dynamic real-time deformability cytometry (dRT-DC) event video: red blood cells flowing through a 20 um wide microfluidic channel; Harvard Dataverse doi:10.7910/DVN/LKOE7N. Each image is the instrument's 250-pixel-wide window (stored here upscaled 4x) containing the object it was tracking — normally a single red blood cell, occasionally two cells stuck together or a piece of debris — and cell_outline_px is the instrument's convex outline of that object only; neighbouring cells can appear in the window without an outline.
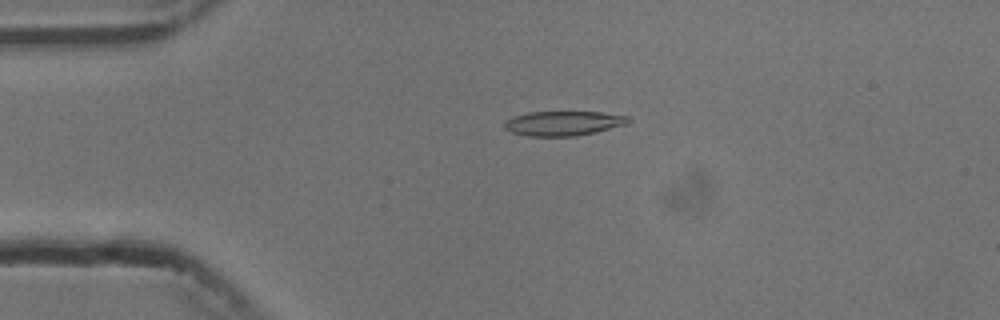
{"species": "common noctule bat (a hibernating species)", "species_latin": "Nyctalus noctula", "temperature_condition": "cold", "stored_images_in_passage": 54, "camera_frame_rate_fps": 3000, "um_per_image_px": 0.085, "animal": {"sex": "male", "body_mass_g": 13.3}, "frame": {"image": 1, "passage_image": 12, "time_ms": 3.667, "image_size_px": [1000, 320], "cell_outline_px": [[628, 124], [596, 132], [576, 136], [528, 136], [512, 132], [504, 128], [504, 124], [508, 120], [516, 116], [528, 112], [600, 112], [628, 116]], "centroid_in_image_um": [47.91, 10.48], "position_along_channel_um": 37.1, "area_um2": 17.57}}
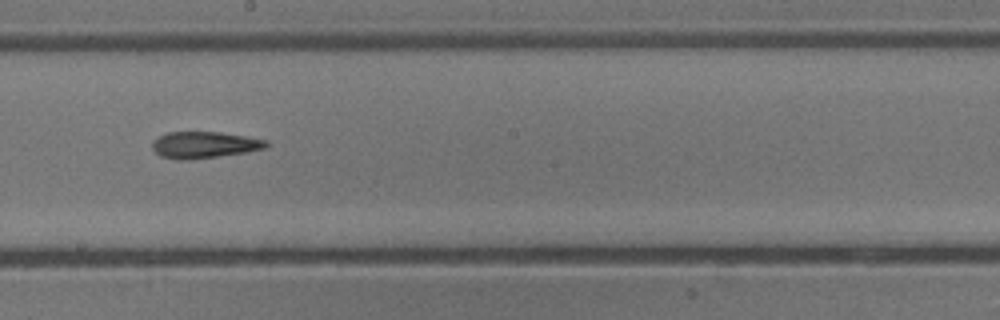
{"frame": {"image": 2, "passage_image": 30, "time_ms": 9.667, "image_size_px": [1000, 320], "cell_outline_px": [[268, 148], [244, 152], [188, 160], [180, 160], [160, 156], [152, 148], [152, 144], [160, 136], [168, 132], [220, 132], [268, 140]], "centroid_in_image_um": [17.38, 12.31], "position_along_channel_um": 230.8, "area_um2": 17.4}}
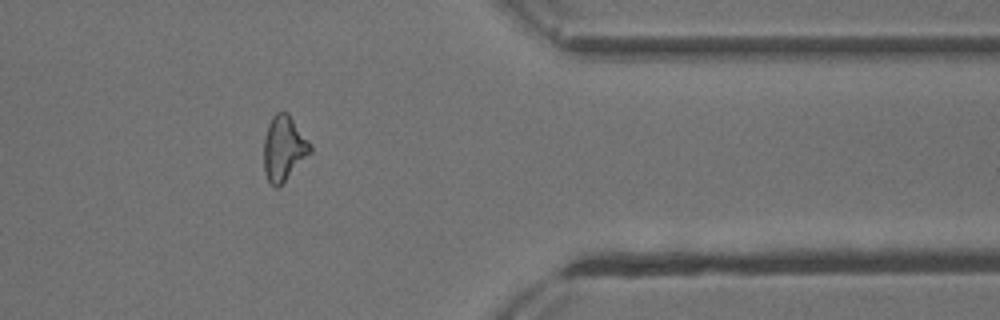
{"frame": {"image": 3, "passage_image": 44, "time_ms": 14.333, "image_size_px": [1000, 320], "cell_outline_px": [[312, 152], [276, 188], [268, 180], [264, 172], [264, 140], [268, 124], [272, 116], [276, 112], [288, 112], [308, 140], [312, 148]], "centroid_in_image_um": [24.12, 12.57], "position_along_channel_um": 387.3, "area_um2": 17.28}, "authors_computed_cell_mechanics": {"area_um2": 17.9758, "velocity_mm_per_s": 3.7645, "shape_relaxation_time_tau1_ms": null, "shape_relaxation_time_tau2_ms": 5.8483, "deformation_change_tau1": null, "deformation_change_tau2": 0.1719}}